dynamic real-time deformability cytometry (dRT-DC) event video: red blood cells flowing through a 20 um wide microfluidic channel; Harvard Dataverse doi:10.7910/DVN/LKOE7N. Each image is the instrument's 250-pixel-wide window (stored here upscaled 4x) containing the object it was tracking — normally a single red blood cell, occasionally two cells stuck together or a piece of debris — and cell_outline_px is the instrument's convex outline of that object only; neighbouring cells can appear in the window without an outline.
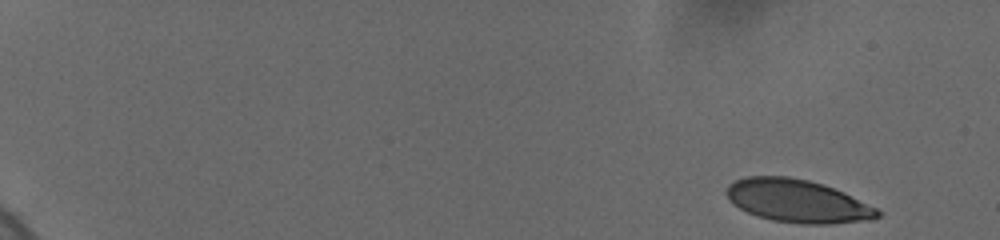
{"species": "human", "species_latin": "Homo sapiens", "temperature_condition": "cold", "stored_images_in_passage": 10, "camera_frame_rate_fps": 3000, "um_per_image_px": 0.085, "donor": {"sex": "female"}, "frame": {"image": 1, "passage_image": 1, "time_ms": 0.0, "image_size_px": [1000, 240], "cell_outline_px": [[880, 216], [872, 220], [828, 224], [804, 224], [772, 220], [756, 216], [732, 204], [728, 200], [724, 192], [724, 188], [728, 184], [736, 180], [748, 176], [788, 176], [808, 180], [824, 184], [844, 192], [876, 208], [880, 212]], "centroid_in_image_um": [67.75, 17.08], "position_along_channel_um": 17.3, "area_um2": 38.03}}
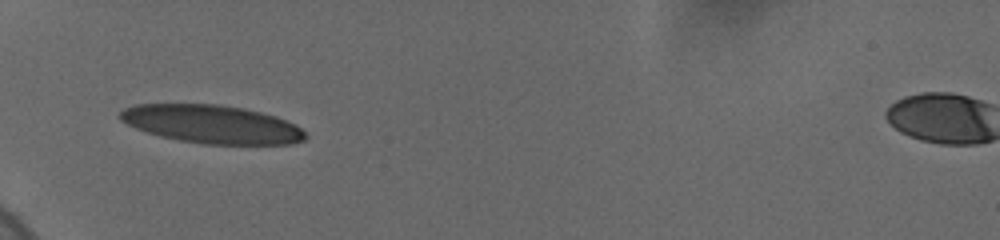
{"frame": {"image": 2, "passage_image": 9, "time_ms": 6.0, "image_size_px": [1000, 240], "cell_outline_px": [[308, 136], [304, 140], [292, 144], [204, 144], [180, 140], [160, 136], [136, 128], [120, 120], [120, 112], [124, 108], [136, 104], [220, 104], [244, 108], [276, 116], [296, 124]], "centroid_in_image_um": [18.03, 10.55], "position_along_channel_um": 67.0, "area_um2": 41.27}}